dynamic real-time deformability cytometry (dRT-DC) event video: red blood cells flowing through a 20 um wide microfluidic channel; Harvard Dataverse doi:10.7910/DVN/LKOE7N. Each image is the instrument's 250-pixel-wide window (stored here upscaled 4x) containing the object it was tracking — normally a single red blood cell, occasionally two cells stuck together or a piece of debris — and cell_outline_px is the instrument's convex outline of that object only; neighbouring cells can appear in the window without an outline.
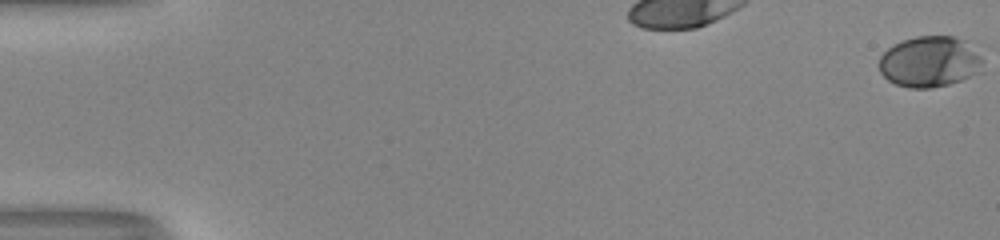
{"species": "human", "species_latin": "Homo sapiens", "temperature_condition": "room temperature", "stored_images_in_passage": 35, "camera_frame_rate_fps": 3000, "um_per_image_px": 0.085, "donor": {"sex": "male"}, "frame": {"image": 1, "passage_image": 1, "time_ms": 0.0, "image_size_px": [1000, 240], "cell_outline_px": [[984, 52], [980, 72], [960, 80], [948, 84], [932, 88], [908, 88], [896, 84], [888, 80], [880, 72], [880, 56], [892, 44], [916, 36], [956, 36], [964, 40]], "centroid_in_image_um": [79.07, 5.23], "position_along_channel_um": 5.9, "area_um2": 31.15}}
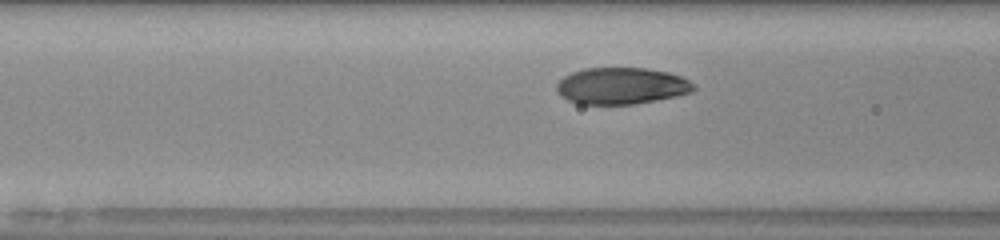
{"frame": {"image": 2, "passage_image": 14, "time_ms": 4.333, "image_size_px": [1000, 240], "cell_outline_px": [[696, 88], [692, 92], [676, 96], [656, 100], [632, 104], [580, 104], [568, 100], [560, 96], [556, 92], [556, 84], [564, 76], [572, 72], [584, 68], [648, 68], [668, 72], [680, 76], [696, 84]], "centroid_in_image_um": [52.82, 7.3], "position_along_channel_um": 113.8, "area_um2": 29.42}}
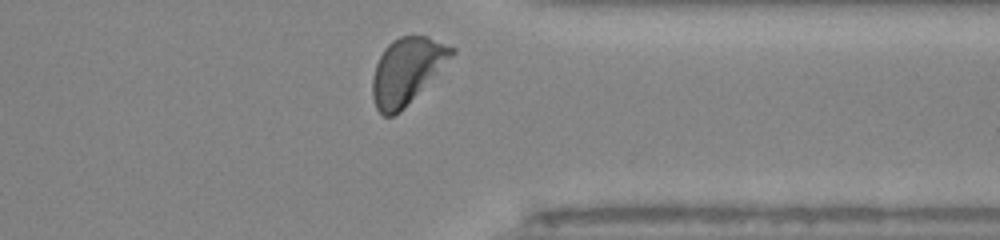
{"frame": {"image": 3, "passage_image": 34, "time_ms": 11.0, "image_size_px": [1000, 240], "cell_outline_px": [[456, 52], [404, 108], [400, 112], [392, 116], [384, 116], [376, 108], [372, 96], [372, 80], [376, 64], [384, 48], [392, 40], [400, 36], [428, 36], [456, 48]], "centroid_in_image_um": [34.56, 6.01], "position_along_channel_um": 376.8, "area_um2": 30.11}, "authors_computed_cell_mechanics": {"area_um2": 30.6918, "velocity_mm_per_s": 3.9905, "shape_relaxation_time_tau1_ms": 3.6854, "shape_relaxation_time_tau2_ms": null, "deformation_change_tau1": 0.1869, "deformation_change_tau2": null}}